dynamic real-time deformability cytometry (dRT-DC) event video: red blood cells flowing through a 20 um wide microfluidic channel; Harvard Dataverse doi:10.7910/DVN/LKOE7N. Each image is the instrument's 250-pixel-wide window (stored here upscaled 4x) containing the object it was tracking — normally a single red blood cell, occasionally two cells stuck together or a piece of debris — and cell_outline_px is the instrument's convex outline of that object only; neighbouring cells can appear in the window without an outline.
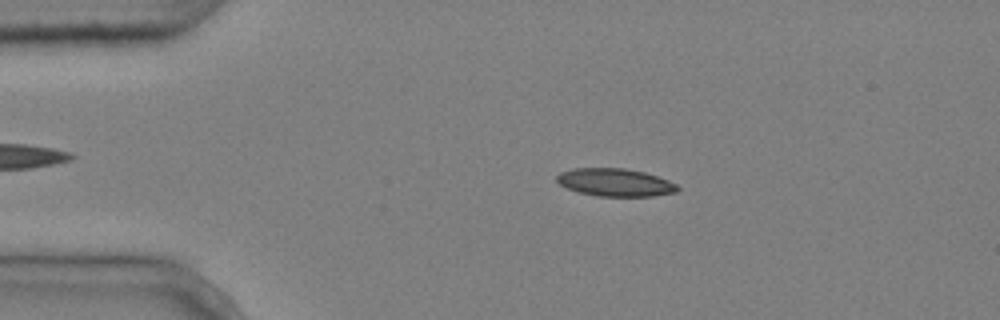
{"species": "common noctule bat (a hibernating species)", "species_latin": "Nyctalus noctula", "temperature_condition": "cold", "stored_images_in_passage": 2, "camera_frame_rate_fps": 3000, "um_per_image_px": 0.085, "animal": {"sex": "male", "body_mass_g": 20.4}, "frame": {"image": 1, "passage_image": 2, "time_ms": 0.333, "image_size_px": [1000, 320], "cell_outline_px": [[680, 188], [676, 192], [652, 196], [596, 196], [576, 192], [560, 184], [556, 180], [556, 176], [560, 172], [572, 168], [624, 168], [644, 172], [668, 180], [676, 184]], "centroid_in_image_um": [52.26, 15.5], "position_along_channel_um": 32.7, "area_um2": 19.59}}